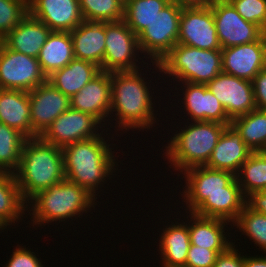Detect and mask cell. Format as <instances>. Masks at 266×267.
Here are the masks:
<instances>
[{"mask_svg":"<svg viewBox=\"0 0 266 267\" xmlns=\"http://www.w3.org/2000/svg\"><path fill=\"white\" fill-rule=\"evenodd\" d=\"M106 127L92 115L69 108L56 118L40 136L44 141L63 148L72 143L103 134ZM102 129L99 133V129ZM98 131V132H97Z\"/></svg>","mask_w":266,"mask_h":267,"instance_id":"cell-11","label":"cell"},{"mask_svg":"<svg viewBox=\"0 0 266 267\" xmlns=\"http://www.w3.org/2000/svg\"><path fill=\"white\" fill-rule=\"evenodd\" d=\"M185 178L183 202L186 203V213L194 212L211 194L228 193V185L236 175L226 170H215L206 166H194L182 173Z\"/></svg>","mask_w":266,"mask_h":267,"instance_id":"cell-10","label":"cell"},{"mask_svg":"<svg viewBox=\"0 0 266 267\" xmlns=\"http://www.w3.org/2000/svg\"><path fill=\"white\" fill-rule=\"evenodd\" d=\"M234 244L235 242L225 252L217 256L213 267H244V255L240 254L241 252L237 249L238 246Z\"/></svg>","mask_w":266,"mask_h":267,"instance_id":"cell-40","label":"cell"},{"mask_svg":"<svg viewBox=\"0 0 266 267\" xmlns=\"http://www.w3.org/2000/svg\"><path fill=\"white\" fill-rule=\"evenodd\" d=\"M51 31L28 14L3 38V43L13 51L37 58Z\"/></svg>","mask_w":266,"mask_h":267,"instance_id":"cell-22","label":"cell"},{"mask_svg":"<svg viewBox=\"0 0 266 267\" xmlns=\"http://www.w3.org/2000/svg\"><path fill=\"white\" fill-rule=\"evenodd\" d=\"M244 267H266V255L244 256Z\"/></svg>","mask_w":266,"mask_h":267,"instance_id":"cell-44","label":"cell"},{"mask_svg":"<svg viewBox=\"0 0 266 267\" xmlns=\"http://www.w3.org/2000/svg\"><path fill=\"white\" fill-rule=\"evenodd\" d=\"M252 152L266 151V110L254 109L231 121Z\"/></svg>","mask_w":266,"mask_h":267,"instance_id":"cell-30","label":"cell"},{"mask_svg":"<svg viewBox=\"0 0 266 267\" xmlns=\"http://www.w3.org/2000/svg\"><path fill=\"white\" fill-rule=\"evenodd\" d=\"M158 72L173 81L207 85L222 73L221 50H203L177 43L159 63L152 62ZM174 77V78H173Z\"/></svg>","mask_w":266,"mask_h":267,"instance_id":"cell-6","label":"cell"},{"mask_svg":"<svg viewBox=\"0 0 266 267\" xmlns=\"http://www.w3.org/2000/svg\"><path fill=\"white\" fill-rule=\"evenodd\" d=\"M102 135L106 133L62 148L66 180L85 188L96 198L100 197L97 190L104 188L105 182L115 175L119 163L114 148Z\"/></svg>","mask_w":266,"mask_h":267,"instance_id":"cell-2","label":"cell"},{"mask_svg":"<svg viewBox=\"0 0 266 267\" xmlns=\"http://www.w3.org/2000/svg\"><path fill=\"white\" fill-rule=\"evenodd\" d=\"M105 35V53L101 71L110 73L136 71L146 67L144 66L146 62L139 57L141 52H139L138 36L123 20L105 22ZM138 59L142 60V67L139 66L142 62Z\"/></svg>","mask_w":266,"mask_h":267,"instance_id":"cell-8","label":"cell"},{"mask_svg":"<svg viewBox=\"0 0 266 267\" xmlns=\"http://www.w3.org/2000/svg\"><path fill=\"white\" fill-rule=\"evenodd\" d=\"M165 145V157L169 166L182 173L194 166H204L217 145L219 137L225 130V124L216 122H185ZM185 126V127H184Z\"/></svg>","mask_w":266,"mask_h":267,"instance_id":"cell-5","label":"cell"},{"mask_svg":"<svg viewBox=\"0 0 266 267\" xmlns=\"http://www.w3.org/2000/svg\"><path fill=\"white\" fill-rule=\"evenodd\" d=\"M237 228L241 235L253 240L261 251L266 254V215L253 211L247 204L232 223V227Z\"/></svg>","mask_w":266,"mask_h":267,"instance_id":"cell-35","label":"cell"},{"mask_svg":"<svg viewBox=\"0 0 266 267\" xmlns=\"http://www.w3.org/2000/svg\"><path fill=\"white\" fill-rule=\"evenodd\" d=\"M2 44H3V38L0 36V49L2 47Z\"/></svg>","mask_w":266,"mask_h":267,"instance_id":"cell-46","label":"cell"},{"mask_svg":"<svg viewBox=\"0 0 266 267\" xmlns=\"http://www.w3.org/2000/svg\"><path fill=\"white\" fill-rule=\"evenodd\" d=\"M14 176L27 203L40 191L66 179L62 148L44 141L40 136L27 138Z\"/></svg>","mask_w":266,"mask_h":267,"instance_id":"cell-3","label":"cell"},{"mask_svg":"<svg viewBox=\"0 0 266 267\" xmlns=\"http://www.w3.org/2000/svg\"><path fill=\"white\" fill-rule=\"evenodd\" d=\"M210 7L222 49L249 44L260 38L261 29L244 20L228 0H216Z\"/></svg>","mask_w":266,"mask_h":267,"instance_id":"cell-13","label":"cell"},{"mask_svg":"<svg viewBox=\"0 0 266 267\" xmlns=\"http://www.w3.org/2000/svg\"><path fill=\"white\" fill-rule=\"evenodd\" d=\"M96 199L85 188L65 179L33 196L26 203L27 212L32 215L30 220L32 219L33 227H45V224H52L54 221L60 223L67 222L72 217L81 218L84 212L95 208Z\"/></svg>","mask_w":266,"mask_h":267,"instance_id":"cell-4","label":"cell"},{"mask_svg":"<svg viewBox=\"0 0 266 267\" xmlns=\"http://www.w3.org/2000/svg\"><path fill=\"white\" fill-rule=\"evenodd\" d=\"M207 87L223 105L231 121L256 109L251 81L222 72Z\"/></svg>","mask_w":266,"mask_h":267,"instance_id":"cell-14","label":"cell"},{"mask_svg":"<svg viewBox=\"0 0 266 267\" xmlns=\"http://www.w3.org/2000/svg\"><path fill=\"white\" fill-rule=\"evenodd\" d=\"M26 245H17L5 267H44L42 261ZM4 267V266H3Z\"/></svg>","mask_w":266,"mask_h":267,"instance_id":"cell-39","label":"cell"},{"mask_svg":"<svg viewBox=\"0 0 266 267\" xmlns=\"http://www.w3.org/2000/svg\"><path fill=\"white\" fill-rule=\"evenodd\" d=\"M70 32L51 31L37 57L46 77L67 66L74 59Z\"/></svg>","mask_w":266,"mask_h":267,"instance_id":"cell-28","label":"cell"},{"mask_svg":"<svg viewBox=\"0 0 266 267\" xmlns=\"http://www.w3.org/2000/svg\"><path fill=\"white\" fill-rule=\"evenodd\" d=\"M70 34L74 57L101 67L105 53V22L84 20Z\"/></svg>","mask_w":266,"mask_h":267,"instance_id":"cell-23","label":"cell"},{"mask_svg":"<svg viewBox=\"0 0 266 267\" xmlns=\"http://www.w3.org/2000/svg\"><path fill=\"white\" fill-rule=\"evenodd\" d=\"M252 84L256 109L266 110V68L255 75Z\"/></svg>","mask_w":266,"mask_h":267,"instance_id":"cell-41","label":"cell"},{"mask_svg":"<svg viewBox=\"0 0 266 267\" xmlns=\"http://www.w3.org/2000/svg\"><path fill=\"white\" fill-rule=\"evenodd\" d=\"M0 123L18 130L26 138H33L28 92L0 89Z\"/></svg>","mask_w":266,"mask_h":267,"instance_id":"cell-24","label":"cell"},{"mask_svg":"<svg viewBox=\"0 0 266 267\" xmlns=\"http://www.w3.org/2000/svg\"><path fill=\"white\" fill-rule=\"evenodd\" d=\"M223 73L253 81L255 75L266 68L261 38L257 41L221 49Z\"/></svg>","mask_w":266,"mask_h":267,"instance_id":"cell-19","label":"cell"},{"mask_svg":"<svg viewBox=\"0 0 266 267\" xmlns=\"http://www.w3.org/2000/svg\"><path fill=\"white\" fill-rule=\"evenodd\" d=\"M260 38L262 40L263 48H264V58L266 63V25L261 29Z\"/></svg>","mask_w":266,"mask_h":267,"instance_id":"cell-45","label":"cell"},{"mask_svg":"<svg viewBox=\"0 0 266 267\" xmlns=\"http://www.w3.org/2000/svg\"><path fill=\"white\" fill-rule=\"evenodd\" d=\"M181 7H207L216 0H171Z\"/></svg>","mask_w":266,"mask_h":267,"instance_id":"cell-43","label":"cell"},{"mask_svg":"<svg viewBox=\"0 0 266 267\" xmlns=\"http://www.w3.org/2000/svg\"><path fill=\"white\" fill-rule=\"evenodd\" d=\"M26 210L27 204L20 194L14 173L0 171V225L5 230L12 223L15 225L25 217Z\"/></svg>","mask_w":266,"mask_h":267,"instance_id":"cell-29","label":"cell"},{"mask_svg":"<svg viewBox=\"0 0 266 267\" xmlns=\"http://www.w3.org/2000/svg\"><path fill=\"white\" fill-rule=\"evenodd\" d=\"M241 17L262 29L266 25V0H228Z\"/></svg>","mask_w":266,"mask_h":267,"instance_id":"cell-37","label":"cell"},{"mask_svg":"<svg viewBox=\"0 0 266 267\" xmlns=\"http://www.w3.org/2000/svg\"><path fill=\"white\" fill-rule=\"evenodd\" d=\"M28 8L30 16L52 31L70 32L84 21L79 0H28Z\"/></svg>","mask_w":266,"mask_h":267,"instance_id":"cell-18","label":"cell"},{"mask_svg":"<svg viewBox=\"0 0 266 267\" xmlns=\"http://www.w3.org/2000/svg\"><path fill=\"white\" fill-rule=\"evenodd\" d=\"M26 139L18 130L0 123V171L17 170Z\"/></svg>","mask_w":266,"mask_h":267,"instance_id":"cell-33","label":"cell"},{"mask_svg":"<svg viewBox=\"0 0 266 267\" xmlns=\"http://www.w3.org/2000/svg\"><path fill=\"white\" fill-rule=\"evenodd\" d=\"M160 235L159 254L161 255L162 267H184L190 247L188 224L183 222L170 221ZM161 252V253H160Z\"/></svg>","mask_w":266,"mask_h":267,"instance_id":"cell-26","label":"cell"},{"mask_svg":"<svg viewBox=\"0 0 266 267\" xmlns=\"http://www.w3.org/2000/svg\"><path fill=\"white\" fill-rule=\"evenodd\" d=\"M47 81L37 58L9 49H0V89L29 92Z\"/></svg>","mask_w":266,"mask_h":267,"instance_id":"cell-9","label":"cell"},{"mask_svg":"<svg viewBox=\"0 0 266 267\" xmlns=\"http://www.w3.org/2000/svg\"><path fill=\"white\" fill-rule=\"evenodd\" d=\"M245 205L246 197L235 178L228 185V193L209 195L193 213L203 217L220 218L233 223Z\"/></svg>","mask_w":266,"mask_h":267,"instance_id":"cell-25","label":"cell"},{"mask_svg":"<svg viewBox=\"0 0 266 267\" xmlns=\"http://www.w3.org/2000/svg\"><path fill=\"white\" fill-rule=\"evenodd\" d=\"M246 204L253 211L266 215V189L251 193L246 197Z\"/></svg>","mask_w":266,"mask_h":267,"instance_id":"cell-42","label":"cell"},{"mask_svg":"<svg viewBox=\"0 0 266 267\" xmlns=\"http://www.w3.org/2000/svg\"><path fill=\"white\" fill-rule=\"evenodd\" d=\"M177 43L203 50H221L210 6L182 7Z\"/></svg>","mask_w":266,"mask_h":267,"instance_id":"cell-12","label":"cell"},{"mask_svg":"<svg viewBox=\"0 0 266 267\" xmlns=\"http://www.w3.org/2000/svg\"><path fill=\"white\" fill-rule=\"evenodd\" d=\"M182 7L171 1L138 35L141 55L159 63L177 44ZM147 54V56H146Z\"/></svg>","mask_w":266,"mask_h":267,"instance_id":"cell-7","label":"cell"},{"mask_svg":"<svg viewBox=\"0 0 266 267\" xmlns=\"http://www.w3.org/2000/svg\"><path fill=\"white\" fill-rule=\"evenodd\" d=\"M220 253L223 252H215L201 246L190 245L184 267H213Z\"/></svg>","mask_w":266,"mask_h":267,"instance_id":"cell-38","label":"cell"},{"mask_svg":"<svg viewBox=\"0 0 266 267\" xmlns=\"http://www.w3.org/2000/svg\"><path fill=\"white\" fill-rule=\"evenodd\" d=\"M182 94L184 97L180 99L183 106L184 114H187V121L190 122H216L225 125H231L223 105L211 93L207 85L196 84L190 82H181ZM185 90V91H184ZM187 112V113H186Z\"/></svg>","mask_w":266,"mask_h":267,"instance_id":"cell-16","label":"cell"},{"mask_svg":"<svg viewBox=\"0 0 266 267\" xmlns=\"http://www.w3.org/2000/svg\"><path fill=\"white\" fill-rule=\"evenodd\" d=\"M145 72L143 73L141 70L111 72L112 94L109 117L110 122L116 121L114 130L123 131L125 129V132L129 129L151 130L150 128L155 127V123L157 124L156 115L158 113H154L155 107L153 106L156 103H152L155 99L150 89L151 86L143 77L144 74H147V71ZM114 116L116 117L112 119Z\"/></svg>","mask_w":266,"mask_h":267,"instance_id":"cell-1","label":"cell"},{"mask_svg":"<svg viewBox=\"0 0 266 267\" xmlns=\"http://www.w3.org/2000/svg\"><path fill=\"white\" fill-rule=\"evenodd\" d=\"M236 179L245 197L266 189V151L252 152L241 165Z\"/></svg>","mask_w":266,"mask_h":267,"instance_id":"cell-31","label":"cell"},{"mask_svg":"<svg viewBox=\"0 0 266 267\" xmlns=\"http://www.w3.org/2000/svg\"><path fill=\"white\" fill-rule=\"evenodd\" d=\"M171 0H128L124 4L123 21L138 36Z\"/></svg>","mask_w":266,"mask_h":267,"instance_id":"cell-32","label":"cell"},{"mask_svg":"<svg viewBox=\"0 0 266 267\" xmlns=\"http://www.w3.org/2000/svg\"><path fill=\"white\" fill-rule=\"evenodd\" d=\"M251 153L241 135L232 125H228L204 166L215 170H226L236 175Z\"/></svg>","mask_w":266,"mask_h":267,"instance_id":"cell-20","label":"cell"},{"mask_svg":"<svg viewBox=\"0 0 266 267\" xmlns=\"http://www.w3.org/2000/svg\"><path fill=\"white\" fill-rule=\"evenodd\" d=\"M100 72V67L96 64L74 58L67 66L48 76L47 81L71 98Z\"/></svg>","mask_w":266,"mask_h":267,"instance_id":"cell-27","label":"cell"},{"mask_svg":"<svg viewBox=\"0 0 266 267\" xmlns=\"http://www.w3.org/2000/svg\"><path fill=\"white\" fill-rule=\"evenodd\" d=\"M188 216L190 221L188 219L186 223H188L190 245L201 246L215 252H225L233 244V240H229L231 238L227 239L231 233H227V231L225 233L226 227L228 228L226 225H230L232 228L229 221L203 217L193 212H189Z\"/></svg>","mask_w":266,"mask_h":267,"instance_id":"cell-21","label":"cell"},{"mask_svg":"<svg viewBox=\"0 0 266 267\" xmlns=\"http://www.w3.org/2000/svg\"><path fill=\"white\" fill-rule=\"evenodd\" d=\"M111 94V73L101 71L70 98V108L90 114L103 126L106 123L109 126Z\"/></svg>","mask_w":266,"mask_h":267,"instance_id":"cell-17","label":"cell"},{"mask_svg":"<svg viewBox=\"0 0 266 267\" xmlns=\"http://www.w3.org/2000/svg\"><path fill=\"white\" fill-rule=\"evenodd\" d=\"M28 14V0H0V36L4 38Z\"/></svg>","mask_w":266,"mask_h":267,"instance_id":"cell-36","label":"cell"},{"mask_svg":"<svg viewBox=\"0 0 266 267\" xmlns=\"http://www.w3.org/2000/svg\"><path fill=\"white\" fill-rule=\"evenodd\" d=\"M124 2L121 0H79L85 21L117 22L123 20Z\"/></svg>","mask_w":266,"mask_h":267,"instance_id":"cell-34","label":"cell"},{"mask_svg":"<svg viewBox=\"0 0 266 267\" xmlns=\"http://www.w3.org/2000/svg\"><path fill=\"white\" fill-rule=\"evenodd\" d=\"M28 93L33 137H39L56 118L70 108V98L49 81Z\"/></svg>","mask_w":266,"mask_h":267,"instance_id":"cell-15","label":"cell"}]
</instances>
